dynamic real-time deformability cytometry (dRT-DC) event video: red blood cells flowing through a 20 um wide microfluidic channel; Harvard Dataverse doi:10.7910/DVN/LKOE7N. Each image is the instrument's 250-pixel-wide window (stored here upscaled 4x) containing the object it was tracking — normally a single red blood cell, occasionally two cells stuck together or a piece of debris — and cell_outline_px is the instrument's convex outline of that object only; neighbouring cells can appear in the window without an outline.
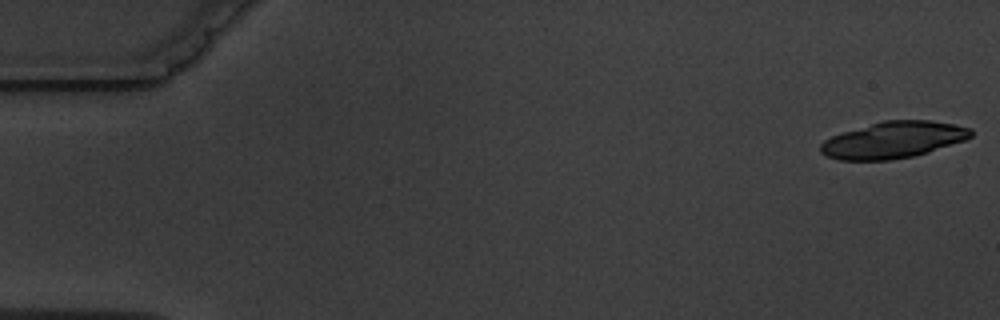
{"species": "common noctule bat (a hibernating species)", "species_latin": "Nyctalus noctula", "temperature_condition": "warm", "stored_images_in_passage": 8, "camera_frame_rate_fps": 3000, "um_per_image_px": 0.085, "animal": {"sex": "male", "body_mass_g": 19.5, "forearm_length_mm": 54.6}, "frame": {"image": 1, "passage_image": 1, "time_ms": 0.0, "image_size_px": [1000, 320], "cell_outline_px": [[972, 136], [964, 140], [928, 152], [912, 156], [888, 160], [840, 160], [828, 156], [820, 152], [820, 144], [824, 140], [832, 136], [844, 132], [884, 120], [928, 120], [956, 124], [972, 128]], "centroid_in_image_um": [75.95, 11.89], "position_along_channel_um": 9.1, "area_um2": 31.73}}
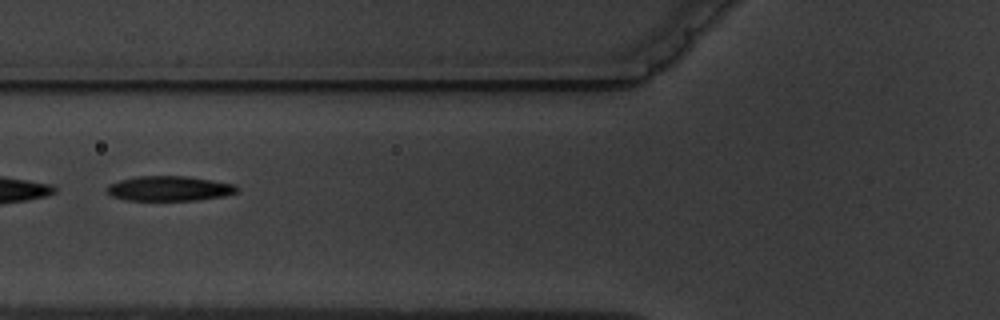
{"frame": {"image": 2, "passage_image": 7, "time_ms": 7.0, "image_size_px": [1000, 320], "cell_outline_px": [[240, 188], [236, 192], [224, 196], [196, 200], [128, 200], [112, 196], [104, 192], [104, 188], [108, 184], [120, 180], [136, 176], [188, 176], [236, 184]], "centroid_in_image_um": [14.37, 16.01], "position_along_channel_um": 111.4, "area_um2": 19.07}}
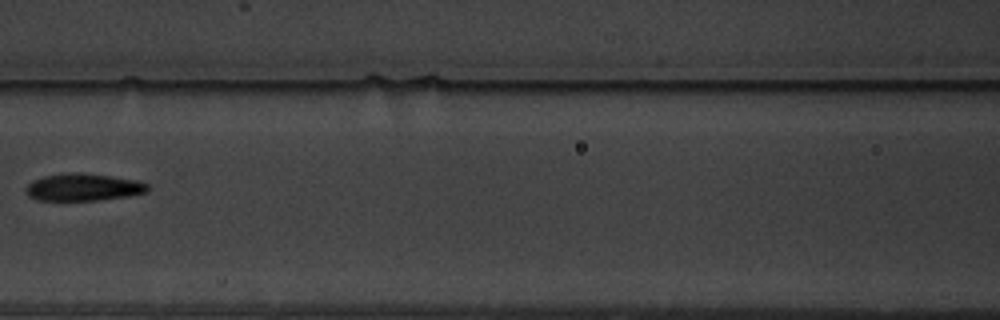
{"frame": {"image": 3, "passage_image": 8, "time_ms": 8.333, "image_size_px": [1000, 320], "cell_outline_px": [[148, 192], [128, 196], [100, 200], [36, 200], [28, 196], [24, 188], [32, 180], [44, 176], [72, 172], [80, 172], [112, 176], [136, 180], [148, 184]], "centroid_in_image_um": [7.06, 15.91], "position_along_channel_um": 159.5, "area_um2": 19.48}}